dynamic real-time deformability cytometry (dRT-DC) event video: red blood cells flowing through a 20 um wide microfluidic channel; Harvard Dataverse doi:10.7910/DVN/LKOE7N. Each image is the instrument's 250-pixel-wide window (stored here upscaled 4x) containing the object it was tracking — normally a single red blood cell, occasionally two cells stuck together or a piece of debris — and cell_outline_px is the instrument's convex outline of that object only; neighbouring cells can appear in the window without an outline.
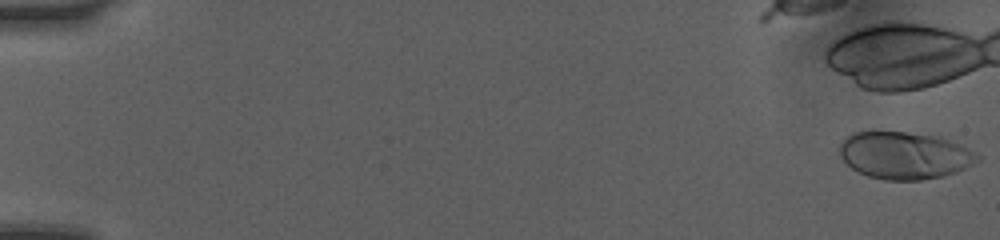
{"species": "human", "species_latin": "Homo sapiens", "temperature_condition": "room temperature", "stored_images_in_passage": 7, "camera_frame_rate_fps": 3000, "um_per_image_px": 0.085, "donor": {"sex": "female"}, "frame": {"image": 1, "passage_image": 1, "time_ms": 0.0, "image_size_px": [1000, 240], "cell_outline_px": [[980, 160], [956, 172], [944, 176], [920, 180], [884, 180], [868, 176], [852, 168], [840, 156], [840, 144], [852, 132], [876, 128], [940, 132], [976, 152], [980, 156]], "centroid_in_image_um": [76.94, 13.1], "position_along_channel_um": 8.1, "area_um2": 40.06}}